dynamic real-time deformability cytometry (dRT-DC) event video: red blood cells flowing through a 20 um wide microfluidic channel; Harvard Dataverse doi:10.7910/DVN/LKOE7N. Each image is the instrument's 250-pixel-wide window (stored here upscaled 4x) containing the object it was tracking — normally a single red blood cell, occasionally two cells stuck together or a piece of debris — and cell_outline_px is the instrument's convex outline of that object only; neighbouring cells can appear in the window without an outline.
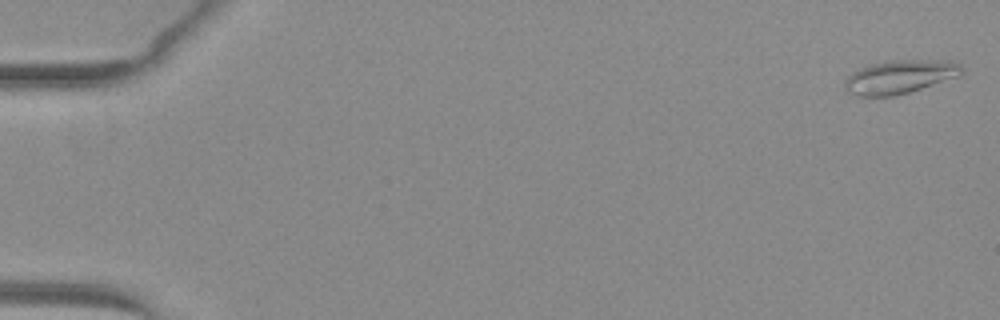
{"species": "common noctule bat (a hibernating species)", "species_latin": "Nyctalus noctula", "temperature_condition": "warm", "stored_images_in_passage": 11, "camera_frame_rate_fps": 3000, "um_per_image_px": 0.085, "animal": {"sex": "female", "body_mass_g": 29.2, "forearm_length_mm": 56.3}, "frame": {"image": 1, "passage_image": 2, "time_ms": 0.333, "image_size_px": [1000, 320], "cell_outline_px": [[964, 76], [896, 96], [856, 96], [848, 92], [844, 88], [844, 80], [852, 72], [868, 64], [888, 60], [948, 60], [960, 64], [964, 68]], "centroid_in_image_um": [76.54, 6.53], "position_along_channel_um": 8.5, "area_um2": 23.52}}